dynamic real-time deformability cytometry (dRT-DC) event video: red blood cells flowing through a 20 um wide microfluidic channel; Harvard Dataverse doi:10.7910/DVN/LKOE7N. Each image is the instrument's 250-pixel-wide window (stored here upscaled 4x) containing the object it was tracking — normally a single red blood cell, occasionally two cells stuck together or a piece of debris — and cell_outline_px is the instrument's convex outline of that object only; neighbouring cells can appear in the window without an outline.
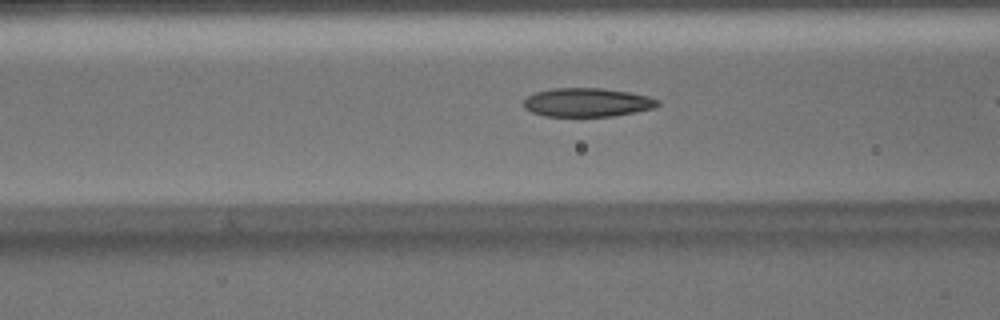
{"species": "Egyptian fruit bat (a non-hibernating species)", "species_latin": "Rousettus aegyptiacus", "temperature_condition": "warm", "stored_images_in_passage": 7, "camera_frame_rate_fps": 3000, "um_per_image_px": 0.085, "animal": {"sex": "male"}, "frame": {"image": 1, "passage_image": 6, "time_ms": 1.667, "image_size_px": [1000, 320], "cell_outline_px": [[660, 104], [656, 108], [636, 112], [612, 116], [544, 116], [532, 112], [524, 108], [524, 100], [528, 96], [536, 92], [552, 88], [600, 88], [632, 92], [648, 96], [660, 100]], "centroid_in_image_um": [49.95, 8.7], "position_along_channel_um": 116.6, "area_um2": 22.6}}